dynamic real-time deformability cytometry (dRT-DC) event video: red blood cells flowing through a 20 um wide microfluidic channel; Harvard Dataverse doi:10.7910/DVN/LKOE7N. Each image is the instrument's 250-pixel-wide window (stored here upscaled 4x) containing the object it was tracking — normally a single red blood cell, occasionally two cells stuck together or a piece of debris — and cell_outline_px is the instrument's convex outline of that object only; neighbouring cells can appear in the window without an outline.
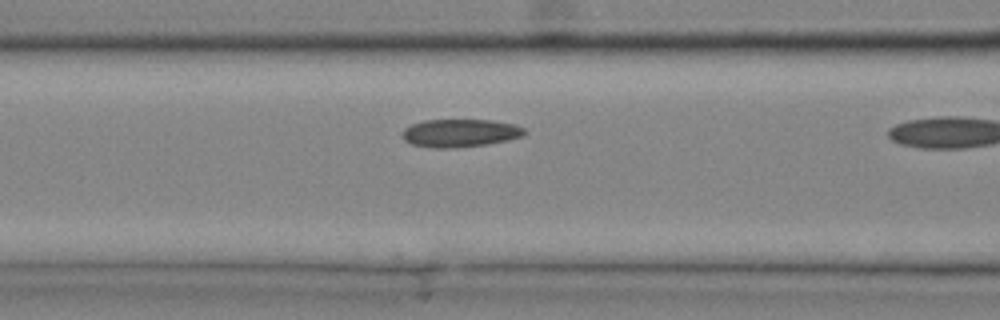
{"species": "common noctule bat (a hibernating species)", "species_latin": "Nyctalus noctula", "temperature_condition": "cold", "stored_images_in_passage": 14, "camera_frame_rate_fps": 3000, "um_per_image_px": 0.085, "animal": {"sex": "male", "body_mass_g": 20.4}, "frame": {"image": 1, "passage_image": 7, "time_ms": 2.0, "image_size_px": [1000, 320], "cell_outline_px": [[524, 132], [520, 136], [508, 140], [484, 144], [456, 148], [432, 148], [412, 144], [404, 140], [400, 136], [404, 128], [412, 124], [424, 120], [492, 120], [512, 124], [524, 128]], "centroid_in_image_um": [39.02, 11.31], "position_along_channel_um": 127.6, "area_um2": 19.77}}